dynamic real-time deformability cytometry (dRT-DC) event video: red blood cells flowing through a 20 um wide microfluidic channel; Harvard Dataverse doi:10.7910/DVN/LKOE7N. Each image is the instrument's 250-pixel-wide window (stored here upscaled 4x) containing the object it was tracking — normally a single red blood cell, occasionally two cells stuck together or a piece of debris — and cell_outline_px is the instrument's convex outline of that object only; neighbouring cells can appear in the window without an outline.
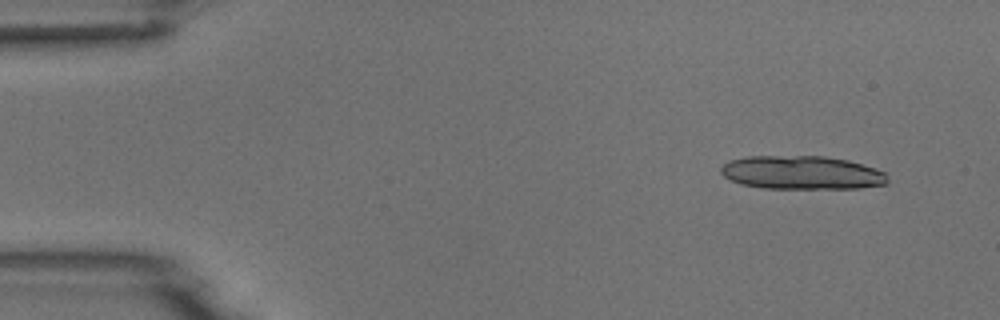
{"species": "common noctule bat (a hibernating species)", "species_latin": "Nyctalus noctula", "temperature_condition": "room temperature", "stored_images_in_passage": 5, "camera_frame_rate_fps": 3000, "um_per_image_px": 0.085, "animal": {"sex": "male", "body_mass_g": 18.8}, "frame": {"image": 1, "passage_image": 2, "time_ms": 1.0, "image_size_px": [1000, 320], "cell_outline_px": [[888, 184], [860, 188], [764, 188], [740, 184], [724, 176], [720, 172], [720, 168], [728, 160], [748, 156], [824, 156], [848, 160], [876, 168], [888, 172]], "centroid_in_image_um": [68.19, 14.67], "position_along_channel_um": 16.8, "area_um2": 32.83}}